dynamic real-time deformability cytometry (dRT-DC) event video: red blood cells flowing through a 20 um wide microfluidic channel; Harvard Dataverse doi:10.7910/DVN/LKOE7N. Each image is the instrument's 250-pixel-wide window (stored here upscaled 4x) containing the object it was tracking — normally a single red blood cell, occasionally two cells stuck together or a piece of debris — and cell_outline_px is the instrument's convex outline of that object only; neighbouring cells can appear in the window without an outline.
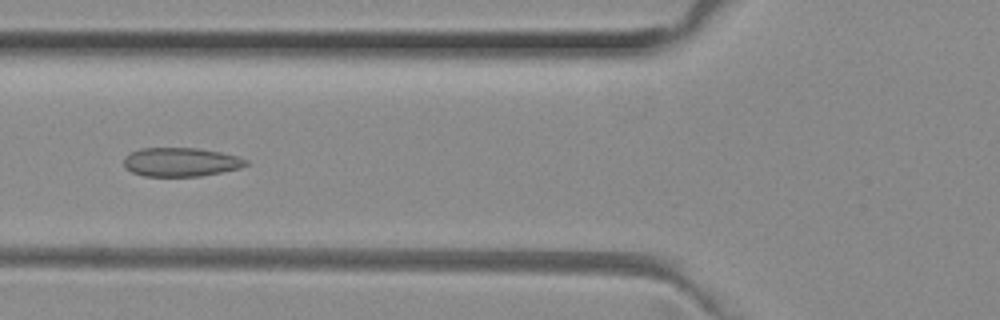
{"species": "common noctule bat (a hibernating species)", "species_latin": "Nyctalus noctula", "temperature_condition": "room temperature", "stored_images_in_passage": 27, "camera_frame_rate_fps": 3000, "um_per_image_px": 0.085, "animal": {"sex": "female", "body_mass_g": 29.2, "forearm_length_mm": 56.3}, "frame": {"image": 1, "passage_image": 18, "time_ms": 5.667, "image_size_px": [1000, 320], "cell_outline_px": [[248, 164], [240, 168], [200, 176], [144, 176], [132, 172], [124, 168], [124, 156], [140, 148], [196, 148], [220, 152], [236, 156], [248, 160]], "centroid_in_image_um": [15.34, 13.77], "position_along_channel_um": 110.5, "area_um2": 20.46}}
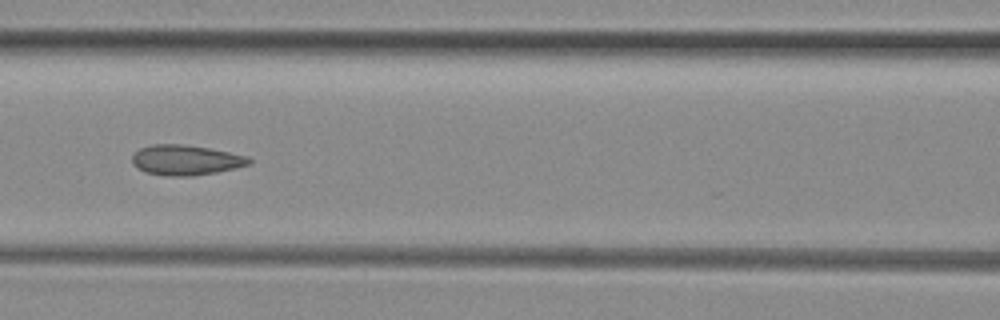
{"frame": {"image": 2, "passage_image": 21, "time_ms": 6.667, "image_size_px": [1000, 320], "cell_outline_px": [[252, 164], [236, 168], [216, 172], [192, 176], [168, 176], [144, 172], [132, 164], [132, 156], [140, 148], [152, 144], [180, 144], [208, 148], [248, 156], [252, 160]], "centroid_in_image_um": [15.79, 13.61], "position_along_channel_um": 150.8, "area_um2": 20.58}}
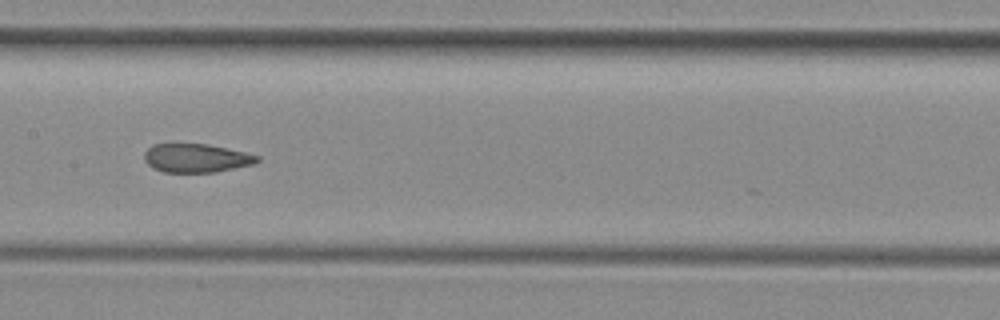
{"frame": {"image": 3, "passage_image": 24, "time_ms": 7.667, "image_size_px": [1000, 320], "cell_outline_px": [[260, 160], [256, 164], [216, 172], [164, 172], [152, 168], [144, 160], [144, 152], [152, 144], [172, 140], [208, 144], [244, 152], [260, 156]], "centroid_in_image_um": [16.62, 13.39], "position_along_channel_um": 190.8, "area_um2": 19.77}}